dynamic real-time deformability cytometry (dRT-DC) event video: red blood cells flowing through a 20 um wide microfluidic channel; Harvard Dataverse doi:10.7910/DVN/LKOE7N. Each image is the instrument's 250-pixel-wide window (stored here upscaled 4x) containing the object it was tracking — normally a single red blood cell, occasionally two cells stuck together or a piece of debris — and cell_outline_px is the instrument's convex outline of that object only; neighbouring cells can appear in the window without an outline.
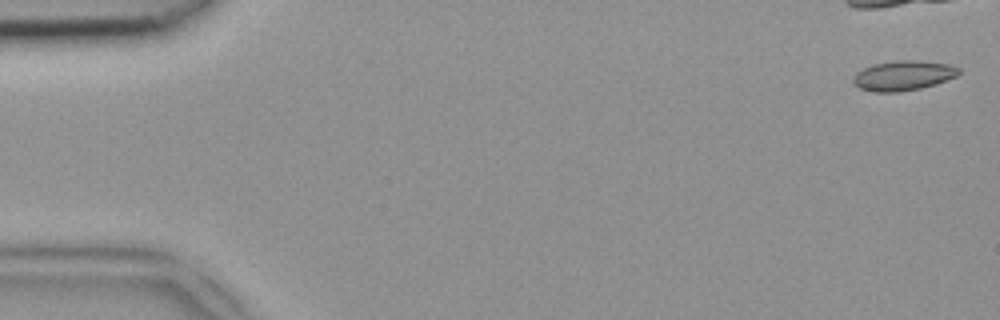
{"species": "common noctule bat (a hibernating species)", "species_latin": "Nyctalus noctula", "temperature_condition": "room temperature", "stored_images_in_passage": 15, "camera_frame_rate_fps": 3000, "um_per_image_px": 0.085, "animal": {"sex": "female", "body_mass_g": 18.4}, "frame": {"image": 1, "passage_image": 1, "time_ms": 0.0, "image_size_px": [1000, 320], "cell_outline_px": [[960, 72], [956, 76], [936, 84], [920, 88], [900, 92], [876, 92], [860, 88], [852, 84], [852, 80], [856, 72], [872, 64], [896, 60], [916, 60], [948, 64], [960, 68]], "centroid_in_image_um": [76.75, 6.42], "position_along_channel_um": 8.2, "area_um2": 18.44}}